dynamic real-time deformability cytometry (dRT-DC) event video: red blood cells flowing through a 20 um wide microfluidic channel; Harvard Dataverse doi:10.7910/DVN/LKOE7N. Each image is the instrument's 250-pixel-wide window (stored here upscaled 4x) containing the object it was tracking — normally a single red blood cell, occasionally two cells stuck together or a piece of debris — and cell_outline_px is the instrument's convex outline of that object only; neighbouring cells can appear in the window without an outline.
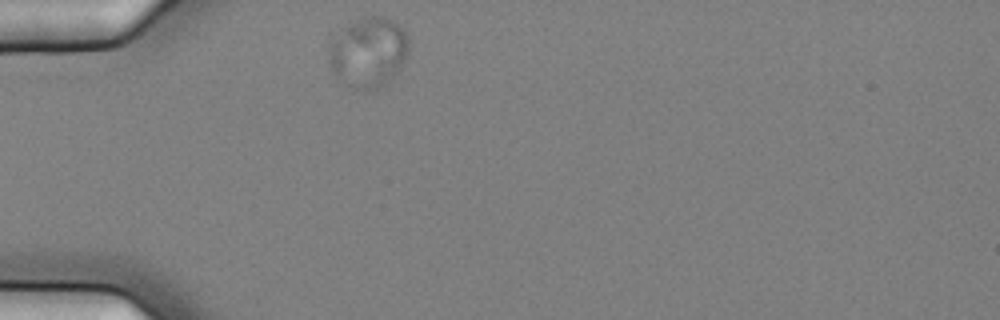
{"species": "common noctule bat (a hibernating species)", "species_latin": "Nyctalus noctula", "temperature_condition": "cold", "stored_images_in_passage": 1, "camera_frame_rate_fps": 3000, "um_per_image_px": 0.085, "animal": {"sex": "female", "body_mass_g": 25.1}, "frame": {"image": 1, "passage_image": 1, "time_ms": 0.0, "image_size_px": [1000, 320], "cell_outline_px": [[408, 52], [400, 68], [376, 92], [368, 92], [352, 88], [336, 76], [328, 60], [328, 40], [340, 28], [372, 16], [376, 16], [392, 20], [404, 28], [408, 36]], "centroid_in_image_um": [31.28, 4.47], "position_along_channel_um": 53.7, "area_um2": 32.89}}